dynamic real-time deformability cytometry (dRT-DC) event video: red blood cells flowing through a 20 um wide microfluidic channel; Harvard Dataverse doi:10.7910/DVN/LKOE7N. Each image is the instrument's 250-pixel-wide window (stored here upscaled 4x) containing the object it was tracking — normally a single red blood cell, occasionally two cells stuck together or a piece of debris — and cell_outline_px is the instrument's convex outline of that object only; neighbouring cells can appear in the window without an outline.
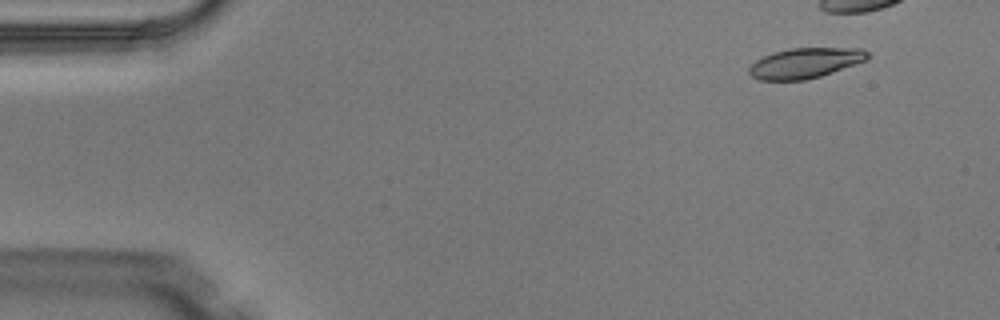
{"species": "Egyptian fruit bat (a non-hibernating species)", "species_latin": "Rousettus aegyptiacus", "temperature_condition": "warm", "stored_images_in_passage": 7, "camera_frame_rate_fps": 3000, "um_per_image_px": 0.085, "animal": {"sex": "male"}, "frame": {"image": 1, "passage_image": 2, "time_ms": 0.333, "image_size_px": [1000, 320], "cell_outline_px": [[868, 60], [820, 76], [804, 80], [760, 80], [752, 76], [748, 72], [748, 68], [756, 60], [772, 52], [792, 48], [860, 48], [868, 52]], "centroid_in_image_um": [68.43, 5.35], "position_along_channel_um": 16.6, "area_um2": 20.81}}